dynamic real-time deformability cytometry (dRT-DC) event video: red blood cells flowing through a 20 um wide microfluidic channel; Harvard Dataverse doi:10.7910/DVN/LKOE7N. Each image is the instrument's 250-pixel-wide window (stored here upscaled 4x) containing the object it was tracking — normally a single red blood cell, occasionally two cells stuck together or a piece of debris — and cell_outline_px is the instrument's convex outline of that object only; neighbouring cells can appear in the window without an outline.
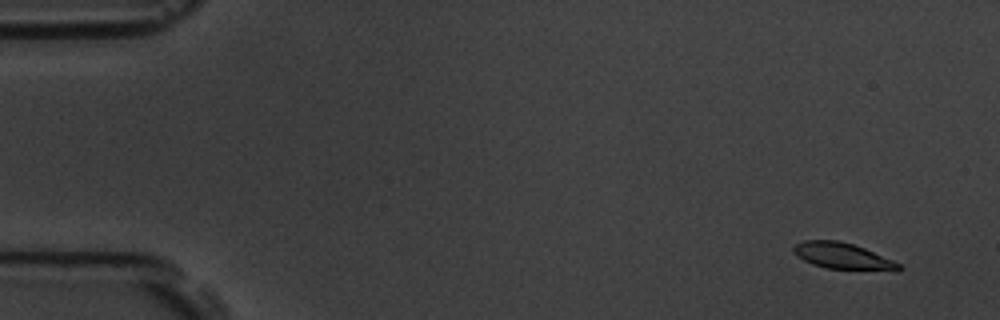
{"species": "common noctule bat (a hibernating species)", "species_latin": "Nyctalus noctula", "temperature_condition": "room temperature", "stored_images_in_passage": 5, "segment_of_instrument_passage": [2, 2], "camera_frame_rate_fps": 3000, "um_per_image_px": 0.085, "animal": {"sex": "male", "body_mass_g": 19.5, "forearm_length_mm": 54.6}, "frame": {"image": 1, "passage_image": 5, "time_ms": 1.333, "image_size_px": [1000, 320], "cell_outline_px": [[904, 268], [896, 272], [828, 268], [812, 264], [804, 260], [792, 252], [792, 248], [796, 244], [804, 240], [840, 240], [864, 248], [892, 260], [900, 264]], "centroid_in_image_um": [71.67, 21.78], "position_along_channel_um": 13.3, "area_um2": 16.3}}